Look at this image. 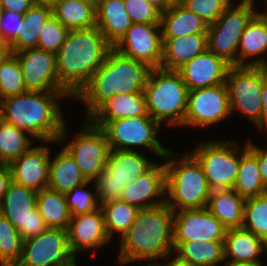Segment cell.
<instances>
[{"mask_svg":"<svg viewBox=\"0 0 267 266\" xmlns=\"http://www.w3.org/2000/svg\"><path fill=\"white\" fill-rule=\"evenodd\" d=\"M66 96L71 97L67 91H26L0 100V118L42 143L64 142L68 132L57 98Z\"/></svg>","mask_w":267,"mask_h":266,"instance_id":"6da1fadb","label":"cell"},{"mask_svg":"<svg viewBox=\"0 0 267 266\" xmlns=\"http://www.w3.org/2000/svg\"><path fill=\"white\" fill-rule=\"evenodd\" d=\"M112 48L97 26L70 30L56 54L59 84L74 98Z\"/></svg>","mask_w":267,"mask_h":266,"instance_id":"7a4b0ae2","label":"cell"},{"mask_svg":"<svg viewBox=\"0 0 267 266\" xmlns=\"http://www.w3.org/2000/svg\"><path fill=\"white\" fill-rule=\"evenodd\" d=\"M151 68L141 61L126 57L112 48L102 66L74 97L86 104L87 118L116 94L144 92Z\"/></svg>","mask_w":267,"mask_h":266,"instance_id":"3957f363","label":"cell"},{"mask_svg":"<svg viewBox=\"0 0 267 266\" xmlns=\"http://www.w3.org/2000/svg\"><path fill=\"white\" fill-rule=\"evenodd\" d=\"M173 217L174 212L166 203L139 210L121 239L120 264L170 257L174 251Z\"/></svg>","mask_w":267,"mask_h":266,"instance_id":"277c9868","label":"cell"},{"mask_svg":"<svg viewBox=\"0 0 267 266\" xmlns=\"http://www.w3.org/2000/svg\"><path fill=\"white\" fill-rule=\"evenodd\" d=\"M175 155L169 150L164 156L165 160L170 159L165 162L166 205L173 212L207 207L212 190L201 164L191 153L180 160L173 158Z\"/></svg>","mask_w":267,"mask_h":266,"instance_id":"5b68a950","label":"cell"},{"mask_svg":"<svg viewBox=\"0 0 267 266\" xmlns=\"http://www.w3.org/2000/svg\"><path fill=\"white\" fill-rule=\"evenodd\" d=\"M147 113L160 125H183L188 88L177 71L151 69L144 87Z\"/></svg>","mask_w":267,"mask_h":266,"instance_id":"8992f818","label":"cell"},{"mask_svg":"<svg viewBox=\"0 0 267 266\" xmlns=\"http://www.w3.org/2000/svg\"><path fill=\"white\" fill-rule=\"evenodd\" d=\"M90 122L103 130L110 150L133 151L131 146H144L163 159L169 151L157 139L161 125L151 116Z\"/></svg>","mask_w":267,"mask_h":266,"instance_id":"52a82bcc","label":"cell"},{"mask_svg":"<svg viewBox=\"0 0 267 266\" xmlns=\"http://www.w3.org/2000/svg\"><path fill=\"white\" fill-rule=\"evenodd\" d=\"M200 143L191 154L201 164L211 190L232 189L241 156L248 150V141L244 149L229 140Z\"/></svg>","mask_w":267,"mask_h":266,"instance_id":"ba28073f","label":"cell"},{"mask_svg":"<svg viewBox=\"0 0 267 266\" xmlns=\"http://www.w3.org/2000/svg\"><path fill=\"white\" fill-rule=\"evenodd\" d=\"M225 84L231 114L240 110L262 129L263 66H230Z\"/></svg>","mask_w":267,"mask_h":266,"instance_id":"9c48e42d","label":"cell"},{"mask_svg":"<svg viewBox=\"0 0 267 266\" xmlns=\"http://www.w3.org/2000/svg\"><path fill=\"white\" fill-rule=\"evenodd\" d=\"M231 6L230 4L213 24L208 25L207 47L210 52L223 58L231 66H237L241 35L257 11L254 2L238 3L235 8Z\"/></svg>","mask_w":267,"mask_h":266,"instance_id":"30bf717a","label":"cell"},{"mask_svg":"<svg viewBox=\"0 0 267 266\" xmlns=\"http://www.w3.org/2000/svg\"><path fill=\"white\" fill-rule=\"evenodd\" d=\"M36 201L37 191L11 182L0 203V213L18 229L23 241L48 229Z\"/></svg>","mask_w":267,"mask_h":266,"instance_id":"8fae6325","label":"cell"},{"mask_svg":"<svg viewBox=\"0 0 267 266\" xmlns=\"http://www.w3.org/2000/svg\"><path fill=\"white\" fill-rule=\"evenodd\" d=\"M75 136L64 148L75 159L84 178L93 181L107 165L110 152L107 137L100 127L89 120Z\"/></svg>","mask_w":267,"mask_h":266,"instance_id":"7c38bea8","label":"cell"},{"mask_svg":"<svg viewBox=\"0 0 267 266\" xmlns=\"http://www.w3.org/2000/svg\"><path fill=\"white\" fill-rule=\"evenodd\" d=\"M231 115L226 84L188 91L183 125L207 127Z\"/></svg>","mask_w":267,"mask_h":266,"instance_id":"4fadbf2b","label":"cell"},{"mask_svg":"<svg viewBox=\"0 0 267 266\" xmlns=\"http://www.w3.org/2000/svg\"><path fill=\"white\" fill-rule=\"evenodd\" d=\"M174 249L182 242H224L227 229L207 209H187L174 212Z\"/></svg>","mask_w":267,"mask_h":266,"instance_id":"5bb4252c","label":"cell"},{"mask_svg":"<svg viewBox=\"0 0 267 266\" xmlns=\"http://www.w3.org/2000/svg\"><path fill=\"white\" fill-rule=\"evenodd\" d=\"M75 255L64 229L48 228L38 236L23 241L22 256L16 266H56Z\"/></svg>","mask_w":267,"mask_h":266,"instance_id":"9a60e30c","label":"cell"},{"mask_svg":"<svg viewBox=\"0 0 267 266\" xmlns=\"http://www.w3.org/2000/svg\"><path fill=\"white\" fill-rule=\"evenodd\" d=\"M161 24L133 23L113 47L120 54L141 61L151 69L160 68L162 60Z\"/></svg>","mask_w":267,"mask_h":266,"instance_id":"2e32d148","label":"cell"},{"mask_svg":"<svg viewBox=\"0 0 267 266\" xmlns=\"http://www.w3.org/2000/svg\"><path fill=\"white\" fill-rule=\"evenodd\" d=\"M13 54L20 63L27 91H66L58 81L56 54L39 48Z\"/></svg>","mask_w":267,"mask_h":266,"instance_id":"e0dca14e","label":"cell"},{"mask_svg":"<svg viewBox=\"0 0 267 266\" xmlns=\"http://www.w3.org/2000/svg\"><path fill=\"white\" fill-rule=\"evenodd\" d=\"M50 148L30 147L10 162L12 182L35 191L47 188L49 181Z\"/></svg>","mask_w":267,"mask_h":266,"instance_id":"ac0fdd59","label":"cell"},{"mask_svg":"<svg viewBox=\"0 0 267 266\" xmlns=\"http://www.w3.org/2000/svg\"><path fill=\"white\" fill-rule=\"evenodd\" d=\"M230 66L223 58L207 49L180 67L177 72L190 91L224 84Z\"/></svg>","mask_w":267,"mask_h":266,"instance_id":"d6986e66","label":"cell"},{"mask_svg":"<svg viewBox=\"0 0 267 266\" xmlns=\"http://www.w3.org/2000/svg\"><path fill=\"white\" fill-rule=\"evenodd\" d=\"M166 168L165 163H155L147 172L123 188L120 200L137 207L139 210L165 203ZM150 200V201H149ZM152 200V201H151Z\"/></svg>","mask_w":267,"mask_h":266,"instance_id":"ffe728a7","label":"cell"},{"mask_svg":"<svg viewBox=\"0 0 267 266\" xmlns=\"http://www.w3.org/2000/svg\"><path fill=\"white\" fill-rule=\"evenodd\" d=\"M67 232L69 247L74 255L79 250H99L111 240L105 230L101 208L71 216Z\"/></svg>","mask_w":267,"mask_h":266,"instance_id":"44dd1931","label":"cell"},{"mask_svg":"<svg viewBox=\"0 0 267 266\" xmlns=\"http://www.w3.org/2000/svg\"><path fill=\"white\" fill-rule=\"evenodd\" d=\"M161 69L177 71L198 54L205 52L207 33L188 34L178 38H162Z\"/></svg>","mask_w":267,"mask_h":266,"instance_id":"7402d4cb","label":"cell"},{"mask_svg":"<svg viewBox=\"0 0 267 266\" xmlns=\"http://www.w3.org/2000/svg\"><path fill=\"white\" fill-rule=\"evenodd\" d=\"M238 51L237 66L267 67L264 57L258 58L267 51V19L258 12L247 23L239 41ZM253 56H257V59L247 60Z\"/></svg>","mask_w":267,"mask_h":266,"instance_id":"603a6c76","label":"cell"},{"mask_svg":"<svg viewBox=\"0 0 267 266\" xmlns=\"http://www.w3.org/2000/svg\"><path fill=\"white\" fill-rule=\"evenodd\" d=\"M132 24L123 0H96V26L112 47Z\"/></svg>","mask_w":267,"mask_h":266,"instance_id":"cb8c5ba5","label":"cell"},{"mask_svg":"<svg viewBox=\"0 0 267 266\" xmlns=\"http://www.w3.org/2000/svg\"><path fill=\"white\" fill-rule=\"evenodd\" d=\"M224 250L225 261L262 264L258 256L267 251V243L243 227L227 229Z\"/></svg>","mask_w":267,"mask_h":266,"instance_id":"d4e9b609","label":"cell"},{"mask_svg":"<svg viewBox=\"0 0 267 266\" xmlns=\"http://www.w3.org/2000/svg\"><path fill=\"white\" fill-rule=\"evenodd\" d=\"M150 116L144 92L116 94L101 104L87 119L110 121L127 117Z\"/></svg>","mask_w":267,"mask_h":266,"instance_id":"484cf974","label":"cell"},{"mask_svg":"<svg viewBox=\"0 0 267 266\" xmlns=\"http://www.w3.org/2000/svg\"><path fill=\"white\" fill-rule=\"evenodd\" d=\"M245 200L234 189L213 190L207 209L226 229L241 228L244 222Z\"/></svg>","mask_w":267,"mask_h":266,"instance_id":"4316f807","label":"cell"},{"mask_svg":"<svg viewBox=\"0 0 267 266\" xmlns=\"http://www.w3.org/2000/svg\"><path fill=\"white\" fill-rule=\"evenodd\" d=\"M154 164L155 162L148 161L143 154H139L136 150H110L105 168L120 185L127 186L147 172Z\"/></svg>","mask_w":267,"mask_h":266,"instance_id":"83f0119b","label":"cell"},{"mask_svg":"<svg viewBox=\"0 0 267 266\" xmlns=\"http://www.w3.org/2000/svg\"><path fill=\"white\" fill-rule=\"evenodd\" d=\"M52 14L69 31L96 26V0H58Z\"/></svg>","mask_w":267,"mask_h":266,"instance_id":"f1b7e54d","label":"cell"},{"mask_svg":"<svg viewBox=\"0 0 267 266\" xmlns=\"http://www.w3.org/2000/svg\"><path fill=\"white\" fill-rule=\"evenodd\" d=\"M162 38L207 33L208 24L185 6H173L161 13Z\"/></svg>","mask_w":267,"mask_h":266,"instance_id":"f546056e","label":"cell"},{"mask_svg":"<svg viewBox=\"0 0 267 266\" xmlns=\"http://www.w3.org/2000/svg\"><path fill=\"white\" fill-rule=\"evenodd\" d=\"M86 181L75 159L65 148L53 160L50 159L47 188L65 194Z\"/></svg>","mask_w":267,"mask_h":266,"instance_id":"4dcf8cb0","label":"cell"},{"mask_svg":"<svg viewBox=\"0 0 267 266\" xmlns=\"http://www.w3.org/2000/svg\"><path fill=\"white\" fill-rule=\"evenodd\" d=\"M36 207L48 228L67 230L71 214L64 193L41 189L37 192Z\"/></svg>","mask_w":267,"mask_h":266,"instance_id":"1f68e13d","label":"cell"},{"mask_svg":"<svg viewBox=\"0 0 267 266\" xmlns=\"http://www.w3.org/2000/svg\"><path fill=\"white\" fill-rule=\"evenodd\" d=\"M51 15V7L34 4L24 14L20 32L9 44L10 52L13 54L22 50L37 48L41 28Z\"/></svg>","mask_w":267,"mask_h":266,"instance_id":"d6a6232c","label":"cell"},{"mask_svg":"<svg viewBox=\"0 0 267 266\" xmlns=\"http://www.w3.org/2000/svg\"><path fill=\"white\" fill-rule=\"evenodd\" d=\"M177 255L196 266H216L225 262L224 242H182L174 249Z\"/></svg>","mask_w":267,"mask_h":266,"instance_id":"836d02e7","label":"cell"},{"mask_svg":"<svg viewBox=\"0 0 267 266\" xmlns=\"http://www.w3.org/2000/svg\"><path fill=\"white\" fill-rule=\"evenodd\" d=\"M232 189L245 199L267 193L259 173L257 158L249 150L241 156L239 171Z\"/></svg>","mask_w":267,"mask_h":266,"instance_id":"e575fe53","label":"cell"},{"mask_svg":"<svg viewBox=\"0 0 267 266\" xmlns=\"http://www.w3.org/2000/svg\"><path fill=\"white\" fill-rule=\"evenodd\" d=\"M100 208L104 216V225L108 237L113 238L115 232L121 238L135 221L139 209L122 200L101 203Z\"/></svg>","mask_w":267,"mask_h":266,"instance_id":"d590c367","label":"cell"},{"mask_svg":"<svg viewBox=\"0 0 267 266\" xmlns=\"http://www.w3.org/2000/svg\"><path fill=\"white\" fill-rule=\"evenodd\" d=\"M26 132L0 118V163L9 164L31 147Z\"/></svg>","mask_w":267,"mask_h":266,"instance_id":"8d00e7d4","label":"cell"},{"mask_svg":"<svg viewBox=\"0 0 267 266\" xmlns=\"http://www.w3.org/2000/svg\"><path fill=\"white\" fill-rule=\"evenodd\" d=\"M23 240L8 219L0 213V265L16 266L22 256Z\"/></svg>","mask_w":267,"mask_h":266,"instance_id":"74e56055","label":"cell"},{"mask_svg":"<svg viewBox=\"0 0 267 266\" xmlns=\"http://www.w3.org/2000/svg\"><path fill=\"white\" fill-rule=\"evenodd\" d=\"M26 91L20 63L11 53L0 62V100Z\"/></svg>","mask_w":267,"mask_h":266,"instance_id":"f35d334b","label":"cell"},{"mask_svg":"<svg viewBox=\"0 0 267 266\" xmlns=\"http://www.w3.org/2000/svg\"><path fill=\"white\" fill-rule=\"evenodd\" d=\"M242 227L267 243V193L246 198Z\"/></svg>","mask_w":267,"mask_h":266,"instance_id":"ab89813d","label":"cell"},{"mask_svg":"<svg viewBox=\"0 0 267 266\" xmlns=\"http://www.w3.org/2000/svg\"><path fill=\"white\" fill-rule=\"evenodd\" d=\"M69 30L52 14L41 28L37 48L57 54Z\"/></svg>","mask_w":267,"mask_h":266,"instance_id":"60d3db41","label":"cell"},{"mask_svg":"<svg viewBox=\"0 0 267 266\" xmlns=\"http://www.w3.org/2000/svg\"><path fill=\"white\" fill-rule=\"evenodd\" d=\"M89 183L91 181H86L65 193L67 207L71 216L90 213L100 208L96 192L93 194L91 191L84 189Z\"/></svg>","mask_w":267,"mask_h":266,"instance_id":"b9f144b4","label":"cell"},{"mask_svg":"<svg viewBox=\"0 0 267 266\" xmlns=\"http://www.w3.org/2000/svg\"><path fill=\"white\" fill-rule=\"evenodd\" d=\"M232 3L228 0H188L183 6L204 20L213 24Z\"/></svg>","mask_w":267,"mask_h":266,"instance_id":"7bdbcfd3","label":"cell"},{"mask_svg":"<svg viewBox=\"0 0 267 266\" xmlns=\"http://www.w3.org/2000/svg\"><path fill=\"white\" fill-rule=\"evenodd\" d=\"M132 23L160 24L161 11L147 0H123Z\"/></svg>","mask_w":267,"mask_h":266,"instance_id":"ee69618b","label":"cell"},{"mask_svg":"<svg viewBox=\"0 0 267 266\" xmlns=\"http://www.w3.org/2000/svg\"><path fill=\"white\" fill-rule=\"evenodd\" d=\"M99 204L120 200L124 185H120L113 175L104 168L93 180Z\"/></svg>","mask_w":267,"mask_h":266,"instance_id":"f6af8a7d","label":"cell"},{"mask_svg":"<svg viewBox=\"0 0 267 266\" xmlns=\"http://www.w3.org/2000/svg\"><path fill=\"white\" fill-rule=\"evenodd\" d=\"M24 14L0 10V37L10 44L18 35Z\"/></svg>","mask_w":267,"mask_h":266,"instance_id":"bcb514c9","label":"cell"},{"mask_svg":"<svg viewBox=\"0 0 267 266\" xmlns=\"http://www.w3.org/2000/svg\"><path fill=\"white\" fill-rule=\"evenodd\" d=\"M248 150L257 158L258 169L265 188L267 189V150L259 148L248 140Z\"/></svg>","mask_w":267,"mask_h":266,"instance_id":"7dc6e473","label":"cell"},{"mask_svg":"<svg viewBox=\"0 0 267 266\" xmlns=\"http://www.w3.org/2000/svg\"><path fill=\"white\" fill-rule=\"evenodd\" d=\"M34 5L33 0H0V10L25 14Z\"/></svg>","mask_w":267,"mask_h":266,"instance_id":"c3c4849f","label":"cell"},{"mask_svg":"<svg viewBox=\"0 0 267 266\" xmlns=\"http://www.w3.org/2000/svg\"><path fill=\"white\" fill-rule=\"evenodd\" d=\"M11 182L12 178L9 165L0 163V203Z\"/></svg>","mask_w":267,"mask_h":266,"instance_id":"681fc988","label":"cell"},{"mask_svg":"<svg viewBox=\"0 0 267 266\" xmlns=\"http://www.w3.org/2000/svg\"><path fill=\"white\" fill-rule=\"evenodd\" d=\"M267 132V67L263 66L262 131Z\"/></svg>","mask_w":267,"mask_h":266,"instance_id":"f907efd6","label":"cell"},{"mask_svg":"<svg viewBox=\"0 0 267 266\" xmlns=\"http://www.w3.org/2000/svg\"><path fill=\"white\" fill-rule=\"evenodd\" d=\"M162 265L163 266H196L190 263L189 261L182 259L178 255H176L174 259L169 260L168 263L162 264Z\"/></svg>","mask_w":267,"mask_h":266,"instance_id":"816d5d0a","label":"cell"},{"mask_svg":"<svg viewBox=\"0 0 267 266\" xmlns=\"http://www.w3.org/2000/svg\"><path fill=\"white\" fill-rule=\"evenodd\" d=\"M10 52L9 44L0 37V62L4 60Z\"/></svg>","mask_w":267,"mask_h":266,"instance_id":"f5cc1de1","label":"cell"},{"mask_svg":"<svg viewBox=\"0 0 267 266\" xmlns=\"http://www.w3.org/2000/svg\"><path fill=\"white\" fill-rule=\"evenodd\" d=\"M149 3L157 7L161 12L167 11L169 9L168 0H147Z\"/></svg>","mask_w":267,"mask_h":266,"instance_id":"db71d44e","label":"cell"},{"mask_svg":"<svg viewBox=\"0 0 267 266\" xmlns=\"http://www.w3.org/2000/svg\"><path fill=\"white\" fill-rule=\"evenodd\" d=\"M225 266H263V264H255L248 262H238V261H225Z\"/></svg>","mask_w":267,"mask_h":266,"instance_id":"11a10c76","label":"cell"},{"mask_svg":"<svg viewBox=\"0 0 267 266\" xmlns=\"http://www.w3.org/2000/svg\"><path fill=\"white\" fill-rule=\"evenodd\" d=\"M35 5H42V6H48L53 7L58 0H33Z\"/></svg>","mask_w":267,"mask_h":266,"instance_id":"9f6ffc18","label":"cell"},{"mask_svg":"<svg viewBox=\"0 0 267 266\" xmlns=\"http://www.w3.org/2000/svg\"><path fill=\"white\" fill-rule=\"evenodd\" d=\"M169 8L173 6H183L188 0H168Z\"/></svg>","mask_w":267,"mask_h":266,"instance_id":"6f0895ef","label":"cell"},{"mask_svg":"<svg viewBox=\"0 0 267 266\" xmlns=\"http://www.w3.org/2000/svg\"><path fill=\"white\" fill-rule=\"evenodd\" d=\"M75 259H76V255L72 257L70 260H68L67 262L56 265V266H77L76 264L77 262Z\"/></svg>","mask_w":267,"mask_h":266,"instance_id":"680465c9","label":"cell"},{"mask_svg":"<svg viewBox=\"0 0 267 266\" xmlns=\"http://www.w3.org/2000/svg\"><path fill=\"white\" fill-rule=\"evenodd\" d=\"M230 3L232 2V0H228ZM254 2V0H240V2L238 3H252Z\"/></svg>","mask_w":267,"mask_h":266,"instance_id":"91938a15","label":"cell"},{"mask_svg":"<svg viewBox=\"0 0 267 266\" xmlns=\"http://www.w3.org/2000/svg\"><path fill=\"white\" fill-rule=\"evenodd\" d=\"M265 1H266V5H267V0H265ZM266 7H267V6H266ZM258 13H259L261 16H263L264 18L267 19V8H266V12L264 11L263 13H261V12L258 11Z\"/></svg>","mask_w":267,"mask_h":266,"instance_id":"94428289","label":"cell"},{"mask_svg":"<svg viewBox=\"0 0 267 266\" xmlns=\"http://www.w3.org/2000/svg\"><path fill=\"white\" fill-rule=\"evenodd\" d=\"M144 266H163V265L162 264H158V263H156V264L151 263V264H147V265H144Z\"/></svg>","mask_w":267,"mask_h":266,"instance_id":"6125c7cd","label":"cell"}]
</instances>
